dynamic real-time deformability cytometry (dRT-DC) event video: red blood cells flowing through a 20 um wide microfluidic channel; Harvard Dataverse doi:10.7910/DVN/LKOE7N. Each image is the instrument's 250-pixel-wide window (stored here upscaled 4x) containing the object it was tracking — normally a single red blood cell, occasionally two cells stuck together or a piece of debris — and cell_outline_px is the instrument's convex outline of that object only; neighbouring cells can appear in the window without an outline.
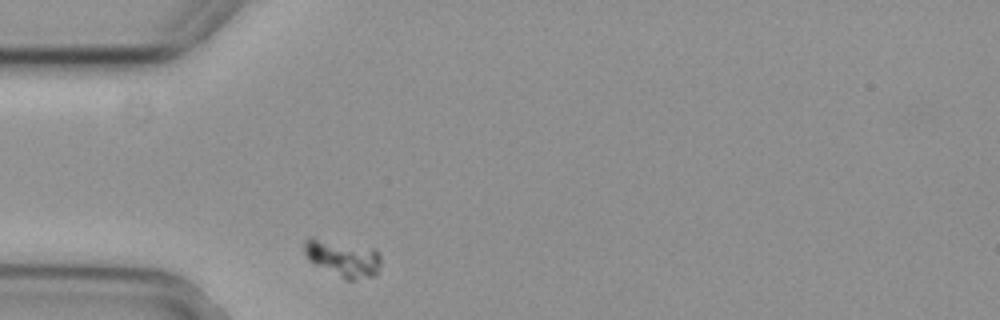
{"species": "common noctule bat (a hibernating species)", "species_latin": "Nyctalus noctula", "temperature_condition": "cold", "stored_images_in_passage": 1, "camera_frame_rate_fps": 3000, "um_per_image_px": 0.085, "animal": {"sex": "female", "body_mass_g": 29.2, "forearm_length_mm": 56.3}, "frame": {"image": 1, "passage_image": 1, "time_ms": 0.0, "image_size_px": [1000, 320], "cell_outline_px": [[380, 264], [376, 276], [352, 280], [344, 280], [308, 260], [304, 252], [304, 240], [308, 236], [312, 236], [376, 248], [380, 252]], "centroid_in_image_um": [29.15, 21.92], "position_along_channel_um": 55.9, "area_um2": 16.99}}